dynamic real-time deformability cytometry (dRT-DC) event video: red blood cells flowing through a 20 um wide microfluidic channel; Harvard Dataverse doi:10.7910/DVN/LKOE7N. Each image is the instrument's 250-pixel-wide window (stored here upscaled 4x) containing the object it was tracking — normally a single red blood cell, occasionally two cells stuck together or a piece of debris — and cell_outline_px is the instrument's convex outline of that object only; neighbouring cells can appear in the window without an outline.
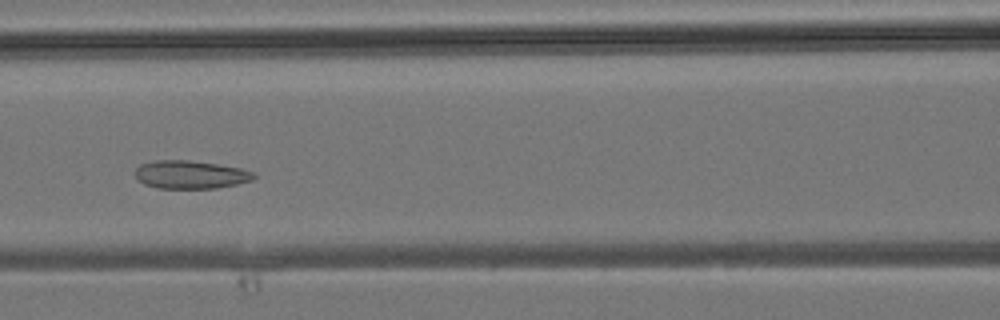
{"species": "common noctule bat (a hibernating species)", "species_latin": "Nyctalus noctula", "temperature_condition": "room temperature", "stored_images_in_passage": 31, "camera_frame_rate_fps": 3000, "um_per_image_px": 0.085, "animal": {"sex": "male", "body_mass_g": 19.2, "forearm_length_mm": 51.8}, "frame": {"image": 1, "passage_image": 12, "time_ms": 3.667, "image_size_px": [1000, 320], "cell_outline_px": [[256, 176], [252, 180], [236, 184], [216, 188], [156, 188], [144, 184], [136, 180], [132, 172], [140, 164], [156, 160], [188, 160], [216, 164], [240, 168], [252, 172]], "centroid_in_image_um": [16.11, 14.84], "position_along_channel_um": 150.5, "area_um2": 19.54}}
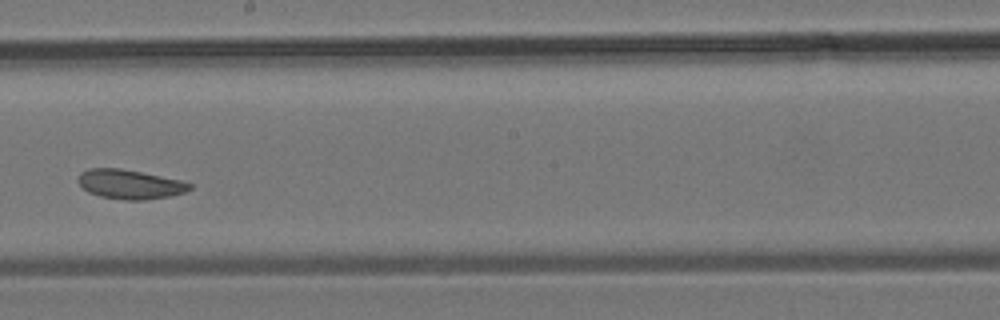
{"frame": {"image": 2, "passage_image": 17, "time_ms": 5.333, "image_size_px": [1000, 320], "cell_outline_px": [[192, 188], [188, 192], [168, 196], [144, 200], [128, 200], [100, 196], [88, 192], [76, 180], [80, 172], [88, 168], [120, 168], [180, 180], [192, 184]], "centroid_in_image_um": [11.03, 15.66], "position_along_channel_um": 237.2, "area_um2": 19.02}}
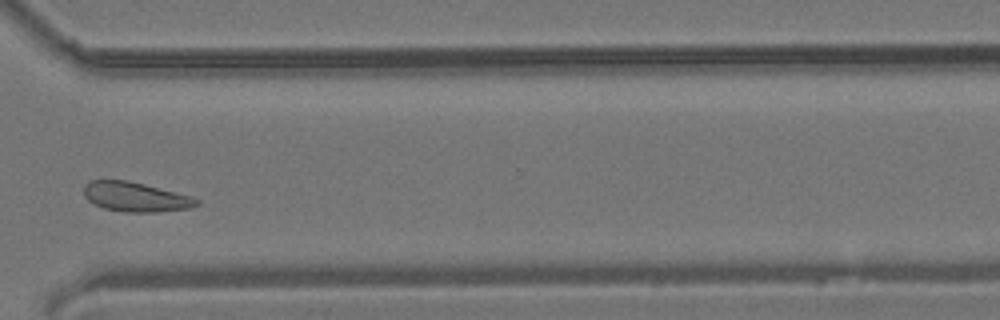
{"frame": {"image": 3, "passage_image": 24, "time_ms": 7.667, "image_size_px": [1000, 320], "cell_outline_px": [[200, 204], [192, 208], [156, 212], [124, 212], [104, 208], [92, 204], [84, 196], [84, 184], [88, 180], [128, 180], [192, 196], [200, 200]], "centroid_in_image_um": [11.52, 16.74], "position_along_channel_um": 359.1, "area_um2": 19.65}}